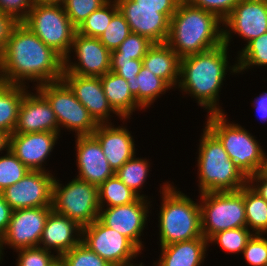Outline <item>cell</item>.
Wrapping results in <instances>:
<instances>
[{
  "mask_svg": "<svg viewBox=\"0 0 267 266\" xmlns=\"http://www.w3.org/2000/svg\"><path fill=\"white\" fill-rule=\"evenodd\" d=\"M127 83L132 96L143 110L151 107L158 97L173 89L165 80L144 66L138 75L134 79L127 80Z\"/></svg>",
  "mask_w": 267,
  "mask_h": 266,
  "instance_id": "cell-27",
  "label": "cell"
},
{
  "mask_svg": "<svg viewBox=\"0 0 267 266\" xmlns=\"http://www.w3.org/2000/svg\"><path fill=\"white\" fill-rule=\"evenodd\" d=\"M119 11L115 0H108L104 5L91 13L77 28V33L86 37L99 36L105 31L112 17Z\"/></svg>",
  "mask_w": 267,
  "mask_h": 266,
  "instance_id": "cell-32",
  "label": "cell"
},
{
  "mask_svg": "<svg viewBox=\"0 0 267 266\" xmlns=\"http://www.w3.org/2000/svg\"><path fill=\"white\" fill-rule=\"evenodd\" d=\"M76 178L99 187L108 178L115 175L105 158L102 147L93 135L75 136Z\"/></svg>",
  "mask_w": 267,
  "mask_h": 266,
  "instance_id": "cell-20",
  "label": "cell"
},
{
  "mask_svg": "<svg viewBox=\"0 0 267 266\" xmlns=\"http://www.w3.org/2000/svg\"><path fill=\"white\" fill-rule=\"evenodd\" d=\"M201 134L197 156L199 194L235 192L246 186L248 178L229 158L219 139L206 126Z\"/></svg>",
  "mask_w": 267,
  "mask_h": 266,
  "instance_id": "cell-5",
  "label": "cell"
},
{
  "mask_svg": "<svg viewBox=\"0 0 267 266\" xmlns=\"http://www.w3.org/2000/svg\"><path fill=\"white\" fill-rule=\"evenodd\" d=\"M229 48L224 43L211 50L180 58L178 89L207 113H224L219 106V93L229 72L238 73L237 63L229 65ZM227 72V73H226Z\"/></svg>",
  "mask_w": 267,
  "mask_h": 266,
  "instance_id": "cell-2",
  "label": "cell"
},
{
  "mask_svg": "<svg viewBox=\"0 0 267 266\" xmlns=\"http://www.w3.org/2000/svg\"><path fill=\"white\" fill-rule=\"evenodd\" d=\"M222 25L223 42L227 47L230 46L233 33L244 39L247 45L267 32V0H241Z\"/></svg>",
  "mask_w": 267,
  "mask_h": 266,
  "instance_id": "cell-14",
  "label": "cell"
},
{
  "mask_svg": "<svg viewBox=\"0 0 267 266\" xmlns=\"http://www.w3.org/2000/svg\"><path fill=\"white\" fill-rule=\"evenodd\" d=\"M71 53L77 57V61L73 59V62ZM110 59L111 52L99 38L86 37L76 32L69 55L64 59L63 73L100 77L110 72Z\"/></svg>",
  "mask_w": 267,
  "mask_h": 266,
  "instance_id": "cell-16",
  "label": "cell"
},
{
  "mask_svg": "<svg viewBox=\"0 0 267 266\" xmlns=\"http://www.w3.org/2000/svg\"><path fill=\"white\" fill-rule=\"evenodd\" d=\"M63 72L64 58L19 22L0 53V81L37 87L62 80Z\"/></svg>",
  "mask_w": 267,
  "mask_h": 266,
  "instance_id": "cell-1",
  "label": "cell"
},
{
  "mask_svg": "<svg viewBox=\"0 0 267 266\" xmlns=\"http://www.w3.org/2000/svg\"><path fill=\"white\" fill-rule=\"evenodd\" d=\"M130 33L129 24L120 11H118L112 17L105 31L99 36V40L112 52L119 47Z\"/></svg>",
  "mask_w": 267,
  "mask_h": 266,
  "instance_id": "cell-37",
  "label": "cell"
},
{
  "mask_svg": "<svg viewBox=\"0 0 267 266\" xmlns=\"http://www.w3.org/2000/svg\"><path fill=\"white\" fill-rule=\"evenodd\" d=\"M153 44L149 38L131 32L119 47L111 52V58L143 59Z\"/></svg>",
  "mask_w": 267,
  "mask_h": 266,
  "instance_id": "cell-36",
  "label": "cell"
},
{
  "mask_svg": "<svg viewBox=\"0 0 267 266\" xmlns=\"http://www.w3.org/2000/svg\"><path fill=\"white\" fill-rule=\"evenodd\" d=\"M81 242L112 266H136L133 259L142 254L130 239L99 219L82 228Z\"/></svg>",
  "mask_w": 267,
  "mask_h": 266,
  "instance_id": "cell-11",
  "label": "cell"
},
{
  "mask_svg": "<svg viewBox=\"0 0 267 266\" xmlns=\"http://www.w3.org/2000/svg\"><path fill=\"white\" fill-rule=\"evenodd\" d=\"M253 233L247 227L223 230L214 234L209 240L210 243L217 244L227 253L238 254L243 252L247 242Z\"/></svg>",
  "mask_w": 267,
  "mask_h": 266,
  "instance_id": "cell-34",
  "label": "cell"
},
{
  "mask_svg": "<svg viewBox=\"0 0 267 266\" xmlns=\"http://www.w3.org/2000/svg\"><path fill=\"white\" fill-rule=\"evenodd\" d=\"M61 257L66 266H112L82 242L62 254Z\"/></svg>",
  "mask_w": 267,
  "mask_h": 266,
  "instance_id": "cell-38",
  "label": "cell"
},
{
  "mask_svg": "<svg viewBox=\"0 0 267 266\" xmlns=\"http://www.w3.org/2000/svg\"><path fill=\"white\" fill-rule=\"evenodd\" d=\"M150 164L146 157L136 158V155H134L115 172V175L139 197L148 199L145 194H140V189H143L144 183L149 177Z\"/></svg>",
  "mask_w": 267,
  "mask_h": 266,
  "instance_id": "cell-30",
  "label": "cell"
},
{
  "mask_svg": "<svg viewBox=\"0 0 267 266\" xmlns=\"http://www.w3.org/2000/svg\"><path fill=\"white\" fill-rule=\"evenodd\" d=\"M143 66L177 88L180 72V57L167 43H154L142 59Z\"/></svg>",
  "mask_w": 267,
  "mask_h": 266,
  "instance_id": "cell-25",
  "label": "cell"
},
{
  "mask_svg": "<svg viewBox=\"0 0 267 266\" xmlns=\"http://www.w3.org/2000/svg\"><path fill=\"white\" fill-rule=\"evenodd\" d=\"M267 153L265 152L264 154V165H263V168H262V171L267 175Z\"/></svg>",
  "mask_w": 267,
  "mask_h": 266,
  "instance_id": "cell-53",
  "label": "cell"
},
{
  "mask_svg": "<svg viewBox=\"0 0 267 266\" xmlns=\"http://www.w3.org/2000/svg\"><path fill=\"white\" fill-rule=\"evenodd\" d=\"M35 4L34 0H0V12L23 22Z\"/></svg>",
  "mask_w": 267,
  "mask_h": 266,
  "instance_id": "cell-44",
  "label": "cell"
},
{
  "mask_svg": "<svg viewBox=\"0 0 267 266\" xmlns=\"http://www.w3.org/2000/svg\"><path fill=\"white\" fill-rule=\"evenodd\" d=\"M3 259V257H2V255H1V251H0V263H2V260Z\"/></svg>",
  "mask_w": 267,
  "mask_h": 266,
  "instance_id": "cell-54",
  "label": "cell"
},
{
  "mask_svg": "<svg viewBox=\"0 0 267 266\" xmlns=\"http://www.w3.org/2000/svg\"><path fill=\"white\" fill-rule=\"evenodd\" d=\"M223 21L214 13L181 0L170 19L166 43L182 58L223 44Z\"/></svg>",
  "mask_w": 267,
  "mask_h": 266,
  "instance_id": "cell-3",
  "label": "cell"
},
{
  "mask_svg": "<svg viewBox=\"0 0 267 266\" xmlns=\"http://www.w3.org/2000/svg\"><path fill=\"white\" fill-rule=\"evenodd\" d=\"M10 146V134L0 130V153L8 151Z\"/></svg>",
  "mask_w": 267,
  "mask_h": 266,
  "instance_id": "cell-50",
  "label": "cell"
},
{
  "mask_svg": "<svg viewBox=\"0 0 267 266\" xmlns=\"http://www.w3.org/2000/svg\"><path fill=\"white\" fill-rule=\"evenodd\" d=\"M52 206L13 210L7 230L0 238V251L6 245L13 250L39 246ZM4 247V248H3Z\"/></svg>",
  "mask_w": 267,
  "mask_h": 266,
  "instance_id": "cell-12",
  "label": "cell"
},
{
  "mask_svg": "<svg viewBox=\"0 0 267 266\" xmlns=\"http://www.w3.org/2000/svg\"><path fill=\"white\" fill-rule=\"evenodd\" d=\"M190 5L214 13L222 21L241 0H185Z\"/></svg>",
  "mask_w": 267,
  "mask_h": 266,
  "instance_id": "cell-42",
  "label": "cell"
},
{
  "mask_svg": "<svg viewBox=\"0 0 267 266\" xmlns=\"http://www.w3.org/2000/svg\"><path fill=\"white\" fill-rule=\"evenodd\" d=\"M34 88L51 105L60 131L63 127L69 132H75L76 136H84L92 135L96 130L98 124L63 80L41 84Z\"/></svg>",
  "mask_w": 267,
  "mask_h": 266,
  "instance_id": "cell-10",
  "label": "cell"
},
{
  "mask_svg": "<svg viewBox=\"0 0 267 266\" xmlns=\"http://www.w3.org/2000/svg\"><path fill=\"white\" fill-rule=\"evenodd\" d=\"M202 235L209 240L217 232L247 227L244 187L235 192L200 193Z\"/></svg>",
  "mask_w": 267,
  "mask_h": 266,
  "instance_id": "cell-7",
  "label": "cell"
},
{
  "mask_svg": "<svg viewBox=\"0 0 267 266\" xmlns=\"http://www.w3.org/2000/svg\"><path fill=\"white\" fill-rule=\"evenodd\" d=\"M238 73L253 66H266L267 68V32L250 41L241 51L237 52Z\"/></svg>",
  "mask_w": 267,
  "mask_h": 266,
  "instance_id": "cell-33",
  "label": "cell"
},
{
  "mask_svg": "<svg viewBox=\"0 0 267 266\" xmlns=\"http://www.w3.org/2000/svg\"><path fill=\"white\" fill-rule=\"evenodd\" d=\"M52 208L56 213L75 221L80 227L88 226L99 216L98 187L76 177L64 186L55 176Z\"/></svg>",
  "mask_w": 267,
  "mask_h": 266,
  "instance_id": "cell-9",
  "label": "cell"
},
{
  "mask_svg": "<svg viewBox=\"0 0 267 266\" xmlns=\"http://www.w3.org/2000/svg\"><path fill=\"white\" fill-rule=\"evenodd\" d=\"M98 194L100 207L127 205L139 198L116 175L108 178L98 187Z\"/></svg>",
  "mask_w": 267,
  "mask_h": 266,
  "instance_id": "cell-31",
  "label": "cell"
},
{
  "mask_svg": "<svg viewBox=\"0 0 267 266\" xmlns=\"http://www.w3.org/2000/svg\"><path fill=\"white\" fill-rule=\"evenodd\" d=\"M108 0H65L64 10L72 24L78 28L81 23Z\"/></svg>",
  "mask_w": 267,
  "mask_h": 266,
  "instance_id": "cell-39",
  "label": "cell"
},
{
  "mask_svg": "<svg viewBox=\"0 0 267 266\" xmlns=\"http://www.w3.org/2000/svg\"><path fill=\"white\" fill-rule=\"evenodd\" d=\"M59 137L60 134L53 132L12 133L9 149L29 170L47 171L43 163Z\"/></svg>",
  "mask_w": 267,
  "mask_h": 266,
  "instance_id": "cell-21",
  "label": "cell"
},
{
  "mask_svg": "<svg viewBox=\"0 0 267 266\" xmlns=\"http://www.w3.org/2000/svg\"><path fill=\"white\" fill-rule=\"evenodd\" d=\"M226 118L225 112L207 114L205 126L219 139L229 158L249 178L262 170L265 151L245 127L230 123Z\"/></svg>",
  "mask_w": 267,
  "mask_h": 266,
  "instance_id": "cell-6",
  "label": "cell"
},
{
  "mask_svg": "<svg viewBox=\"0 0 267 266\" xmlns=\"http://www.w3.org/2000/svg\"><path fill=\"white\" fill-rule=\"evenodd\" d=\"M35 3H43V4H53V5H63L65 0H34Z\"/></svg>",
  "mask_w": 267,
  "mask_h": 266,
  "instance_id": "cell-51",
  "label": "cell"
},
{
  "mask_svg": "<svg viewBox=\"0 0 267 266\" xmlns=\"http://www.w3.org/2000/svg\"><path fill=\"white\" fill-rule=\"evenodd\" d=\"M22 23L64 59L69 55L77 28L63 5L35 3Z\"/></svg>",
  "mask_w": 267,
  "mask_h": 266,
  "instance_id": "cell-8",
  "label": "cell"
},
{
  "mask_svg": "<svg viewBox=\"0 0 267 266\" xmlns=\"http://www.w3.org/2000/svg\"><path fill=\"white\" fill-rule=\"evenodd\" d=\"M48 266H66V264L61 256H56Z\"/></svg>",
  "mask_w": 267,
  "mask_h": 266,
  "instance_id": "cell-52",
  "label": "cell"
},
{
  "mask_svg": "<svg viewBox=\"0 0 267 266\" xmlns=\"http://www.w3.org/2000/svg\"><path fill=\"white\" fill-rule=\"evenodd\" d=\"M62 80L73 91L75 97L86 107L90 116L97 124L112 123L110 115L115 114L122 119L109 105L104 94L100 77L79 76L71 73H63ZM110 121V122H109Z\"/></svg>",
  "mask_w": 267,
  "mask_h": 266,
  "instance_id": "cell-18",
  "label": "cell"
},
{
  "mask_svg": "<svg viewBox=\"0 0 267 266\" xmlns=\"http://www.w3.org/2000/svg\"><path fill=\"white\" fill-rule=\"evenodd\" d=\"M150 200L139 197L136 201L114 207H100L98 219L107 227L114 229L130 239L141 251V236L148 222Z\"/></svg>",
  "mask_w": 267,
  "mask_h": 266,
  "instance_id": "cell-17",
  "label": "cell"
},
{
  "mask_svg": "<svg viewBox=\"0 0 267 266\" xmlns=\"http://www.w3.org/2000/svg\"><path fill=\"white\" fill-rule=\"evenodd\" d=\"M244 205L247 228L253 234L267 233V201L248 184L244 186Z\"/></svg>",
  "mask_w": 267,
  "mask_h": 266,
  "instance_id": "cell-29",
  "label": "cell"
},
{
  "mask_svg": "<svg viewBox=\"0 0 267 266\" xmlns=\"http://www.w3.org/2000/svg\"><path fill=\"white\" fill-rule=\"evenodd\" d=\"M252 102V106H254L262 121H267V91L257 96Z\"/></svg>",
  "mask_w": 267,
  "mask_h": 266,
  "instance_id": "cell-49",
  "label": "cell"
},
{
  "mask_svg": "<svg viewBox=\"0 0 267 266\" xmlns=\"http://www.w3.org/2000/svg\"><path fill=\"white\" fill-rule=\"evenodd\" d=\"M181 0H134V7L177 8Z\"/></svg>",
  "mask_w": 267,
  "mask_h": 266,
  "instance_id": "cell-47",
  "label": "cell"
},
{
  "mask_svg": "<svg viewBox=\"0 0 267 266\" xmlns=\"http://www.w3.org/2000/svg\"><path fill=\"white\" fill-rule=\"evenodd\" d=\"M143 66L142 59L111 58L110 71L123 77L126 81L134 79Z\"/></svg>",
  "mask_w": 267,
  "mask_h": 266,
  "instance_id": "cell-43",
  "label": "cell"
},
{
  "mask_svg": "<svg viewBox=\"0 0 267 266\" xmlns=\"http://www.w3.org/2000/svg\"><path fill=\"white\" fill-rule=\"evenodd\" d=\"M208 247V240L204 236L161 246V255L158 262H153V266H201Z\"/></svg>",
  "mask_w": 267,
  "mask_h": 266,
  "instance_id": "cell-24",
  "label": "cell"
},
{
  "mask_svg": "<svg viewBox=\"0 0 267 266\" xmlns=\"http://www.w3.org/2000/svg\"><path fill=\"white\" fill-rule=\"evenodd\" d=\"M242 254L250 266H266L267 238L264 237V234H253Z\"/></svg>",
  "mask_w": 267,
  "mask_h": 266,
  "instance_id": "cell-40",
  "label": "cell"
},
{
  "mask_svg": "<svg viewBox=\"0 0 267 266\" xmlns=\"http://www.w3.org/2000/svg\"><path fill=\"white\" fill-rule=\"evenodd\" d=\"M18 23L12 16L0 12V53L5 48L12 30Z\"/></svg>",
  "mask_w": 267,
  "mask_h": 266,
  "instance_id": "cell-45",
  "label": "cell"
},
{
  "mask_svg": "<svg viewBox=\"0 0 267 266\" xmlns=\"http://www.w3.org/2000/svg\"><path fill=\"white\" fill-rule=\"evenodd\" d=\"M12 211L13 210L4 200V197L0 192V238L7 230L8 224L11 219Z\"/></svg>",
  "mask_w": 267,
  "mask_h": 266,
  "instance_id": "cell-48",
  "label": "cell"
},
{
  "mask_svg": "<svg viewBox=\"0 0 267 266\" xmlns=\"http://www.w3.org/2000/svg\"><path fill=\"white\" fill-rule=\"evenodd\" d=\"M165 182L160 187L162 202L158 214L159 245L166 246L202 237L199 202L193 201L170 181Z\"/></svg>",
  "mask_w": 267,
  "mask_h": 266,
  "instance_id": "cell-4",
  "label": "cell"
},
{
  "mask_svg": "<svg viewBox=\"0 0 267 266\" xmlns=\"http://www.w3.org/2000/svg\"><path fill=\"white\" fill-rule=\"evenodd\" d=\"M28 86L0 81V130L12 134L17 124L19 108Z\"/></svg>",
  "mask_w": 267,
  "mask_h": 266,
  "instance_id": "cell-28",
  "label": "cell"
},
{
  "mask_svg": "<svg viewBox=\"0 0 267 266\" xmlns=\"http://www.w3.org/2000/svg\"><path fill=\"white\" fill-rule=\"evenodd\" d=\"M82 227L67 216L52 210L47 217L39 246L57 256L70 251L81 242Z\"/></svg>",
  "mask_w": 267,
  "mask_h": 266,
  "instance_id": "cell-23",
  "label": "cell"
},
{
  "mask_svg": "<svg viewBox=\"0 0 267 266\" xmlns=\"http://www.w3.org/2000/svg\"><path fill=\"white\" fill-rule=\"evenodd\" d=\"M248 185L267 201V175L262 170L248 178Z\"/></svg>",
  "mask_w": 267,
  "mask_h": 266,
  "instance_id": "cell-46",
  "label": "cell"
},
{
  "mask_svg": "<svg viewBox=\"0 0 267 266\" xmlns=\"http://www.w3.org/2000/svg\"><path fill=\"white\" fill-rule=\"evenodd\" d=\"M130 31L149 38L154 43H166L170 19L177 8L134 7V0H115Z\"/></svg>",
  "mask_w": 267,
  "mask_h": 266,
  "instance_id": "cell-15",
  "label": "cell"
},
{
  "mask_svg": "<svg viewBox=\"0 0 267 266\" xmlns=\"http://www.w3.org/2000/svg\"><path fill=\"white\" fill-rule=\"evenodd\" d=\"M27 91L19 108L13 133L53 132L60 134L55 112L47 99L37 90Z\"/></svg>",
  "mask_w": 267,
  "mask_h": 266,
  "instance_id": "cell-19",
  "label": "cell"
},
{
  "mask_svg": "<svg viewBox=\"0 0 267 266\" xmlns=\"http://www.w3.org/2000/svg\"><path fill=\"white\" fill-rule=\"evenodd\" d=\"M113 124H98L92 135L100 143L105 158L116 172L136 154L137 149L131 131L125 126Z\"/></svg>",
  "mask_w": 267,
  "mask_h": 266,
  "instance_id": "cell-22",
  "label": "cell"
},
{
  "mask_svg": "<svg viewBox=\"0 0 267 266\" xmlns=\"http://www.w3.org/2000/svg\"><path fill=\"white\" fill-rule=\"evenodd\" d=\"M104 94L112 109L122 118L128 119L136 109L142 111V107L132 96L127 81L115 72H107L100 76Z\"/></svg>",
  "mask_w": 267,
  "mask_h": 266,
  "instance_id": "cell-26",
  "label": "cell"
},
{
  "mask_svg": "<svg viewBox=\"0 0 267 266\" xmlns=\"http://www.w3.org/2000/svg\"><path fill=\"white\" fill-rule=\"evenodd\" d=\"M16 266H48L57 256L54 252L45 250L40 246L16 250Z\"/></svg>",
  "mask_w": 267,
  "mask_h": 266,
  "instance_id": "cell-41",
  "label": "cell"
},
{
  "mask_svg": "<svg viewBox=\"0 0 267 266\" xmlns=\"http://www.w3.org/2000/svg\"><path fill=\"white\" fill-rule=\"evenodd\" d=\"M30 170L9 149L0 156V192L21 180Z\"/></svg>",
  "mask_w": 267,
  "mask_h": 266,
  "instance_id": "cell-35",
  "label": "cell"
},
{
  "mask_svg": "<svg viewBox=\"0 0 267 266\" xmlns=\"http://www.w3.org/2000/svg\"><path fill=\"white\" fill-rule=\"evenodd\" d=\"M51 171L30 170L15 184L1 193L12 210L52 206L53 181Z\"/></svg>",
  "mask_w": 267,
  "mask_h": 266,
  "instance_id": "cell-13",
  "label": "cell"
},
{
  "mask_svg": "<svg viewBox=\"0 0 267 266\" xmlns=\"http://www.w3.org/2000/svg\"><path fill=\"white\" fill-rule=\"evenodd\" d=\"M136 266H145V265L143 264V262H140V264H138Z\"/></svg>",
  "mask_w": 267,
  "mask_h": 266,
  "instance_id": "cell-55",
  "label": "cell"
}]
</instances>
